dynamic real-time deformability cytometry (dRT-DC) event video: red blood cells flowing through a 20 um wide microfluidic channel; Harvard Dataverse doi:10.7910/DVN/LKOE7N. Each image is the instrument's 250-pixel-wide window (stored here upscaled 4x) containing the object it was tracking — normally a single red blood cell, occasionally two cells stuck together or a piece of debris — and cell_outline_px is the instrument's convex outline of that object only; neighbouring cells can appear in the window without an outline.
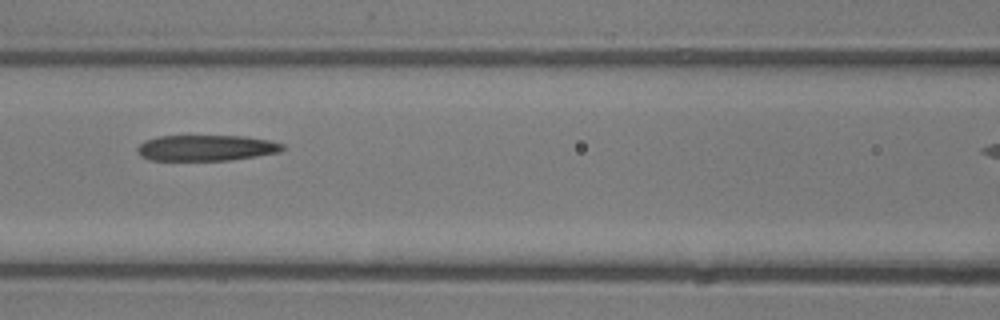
{"species": "common noctule bat (a hibernating species)", "species_latin": "Nyctalus noctula", "temperature_condition": "room temperature", "stored_images_in_passage": 7, "segment_of_instrument_passage": [1, 2], "camera_frame_rate_fps": 3000, "um_per_image_px": 0.085, "animal": {"sex": "male", "body_mass_g": 13.3}, "frame": {"image": 1, "passage_image": 6, "time_ms": 6.667, "image_size_px": [1000, 320], "cell_outline_px": [[284, 148], [280, 152], [256, 156], [228, 160], [148, 160], [140, 156], [136, 152], [136, 148], [144, 140], [156, 136], [244, 136], [272, 140], [284, 144]], "centroid_in_image_um": [17.5, 12.56], "position_along_channel_um": 149.1, "area_um2": 22.08}}